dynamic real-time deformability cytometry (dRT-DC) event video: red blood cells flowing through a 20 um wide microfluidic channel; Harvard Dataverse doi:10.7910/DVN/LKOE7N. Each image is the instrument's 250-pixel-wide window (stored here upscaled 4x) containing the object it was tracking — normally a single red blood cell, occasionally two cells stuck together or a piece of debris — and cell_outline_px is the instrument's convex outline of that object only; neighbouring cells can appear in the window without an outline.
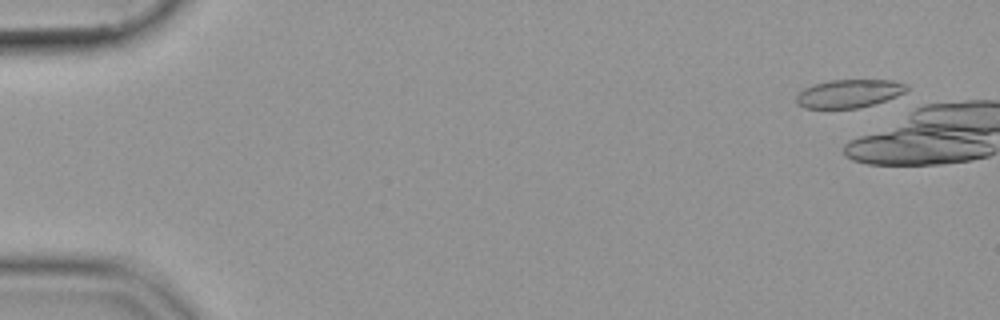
{"species": "common noctule bat (a hibernating species)", "species_latin": "Nyctalus noctula", "temperature_condition": "cold", "stored_images_in_passage": 7, "camera_frame_rate_fps": 3000, "um_per_image_px": 0.085, "animal": {"sex": "female", "body_mass_g": 19.9}, "frame": {"image": 1, "passage_image": 4, "time_ms": 1.0, "image_size_px": [1000, 320], "cell_outline_px": [[908, 88], [904, 92], [896, 96], [860, 108], [804, 108], [796, 104], [796, 96], [804, 88], [816, 84], [832, 80], [892, 80], [908, 84]], "centroid_in_image_um": [72.15, 7.95], "position_along_channel_um": 12.8, "area_um2": 17.98}}